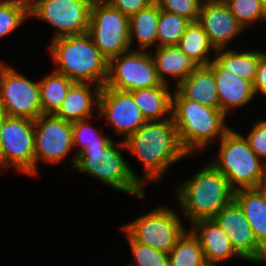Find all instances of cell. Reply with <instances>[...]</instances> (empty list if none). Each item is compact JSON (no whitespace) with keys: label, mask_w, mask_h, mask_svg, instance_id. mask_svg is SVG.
<instances>
[{"label":"cell","mask_w":266,"mask_h":266,"mask_svg":"<svg viewBox=\"0 0 266 266\" xmlns=\"http://www.w3.org/2000/svg\"><path fill=\"white\" fill-rule=\"evenodd\" d=\"M123 142L126 150L135 155L144 167L143 185L145 182H158L171 164L189 155L180 143L172 117L146 121Z\"/></svg>","instance_id":"1"},{"label":"cell","mask_w":266,"mask_h":266,"mask_svg":"<svg viewBox=\"0 0 266 266\" xmlns=\"http://www.w3.org/2000/svg\"><path fill=\"white\" fill-rule=\"evenodd\" d=\"M171 117L180 143L189 155L220 140L231 129L220 109L184 98L176 89L172 93Z\"/></svg>","instance_id":"2"},{"label":"cell","mask_w":266,"mask_h":266,"mask_svg":"<svg viewBox=\"0 0 266 266\" xmlns=\"http://www.w3.org/2000/svg\"><path fill=\"white\" fill-rule=\"evenodd\" d=\"M50 54L58 67L55 72L74 82H90L103 87L108 77V60L88 33L52 40ZM95 81V82H94Z\"/></svg>","instance_id":"3"},{"label":"cell","mask_w":266,"mask_h":266,"mask_svg":"<svg viewBox=\"0 0 266 266\" xmlns=\"http://www.w3.org/2000/svg\"><path fill=\"white\" fill-rule=\"evenodd\" d=\"M179 207L190 222L212 219L234 199V190L226 176L211 163L179 185L176 192Z\"/></svg>","instance_id":"4"},{"label":"cell","mask_w":266,"mask_h":266,"mask_svg":"<svg viewBox=\"0 0 266 266\" xmlns=\"http://www.w3.org/2000/svg\"><path fill=\"white\" fill-rule=\"evenodd\" d=\"M117 145L114 141L111 145L86 146L77 155L74 169L90 174L116 191L143 199L145 185L119 151L126 149L123 140Z\"/></svg>","instance_id":"5"},{"label":"cell","mask_w":266,"mask_h":266,"mask_svg":"<svg viewBox=\"0 0 266 266\" xmlns=\"http://www.w3.org/2000/svg\"><path fill=\"white\" fill-rule=\"evenodd\" d=\"M218 158L210 163L222 172L231 188L262 187L266 179V164L250 148L247 139L232 128L220 139Z\"/></svg>","instance_id":"6"},{"label":"cell","mask_w":266,"mask_h":266,"mask_svg":"<svg viewBox=\"0 0 266 266\" xmlns=\"http://www.w3.org/2000/svg\"><path fill=\"white\" fill-rule=\"evenodd\" d=\"M87 33L108 61L132 49L129 43V17L104 0L93 1Z\"/></svg>","instance_id":"7"},{"label":"cell","mask_w":266,"mask_h":266,"mask_svg":"<svg viewBox=\"0 0 266 266\" xmlns=\"http://www.w3.org/2000/svg\"><path fill=\"white\" fill-rule=\"evenodd\" d=\"M176 212L169 207H159L121 228L136 242L169 253L186 231Z\"/></svg>","instance_id":"8"},{"label":"cell","mask_w":266,"mask_h":266,"mask_svg":"<svg viewBox=\"0 0 266 266\" xmlns=\"http://www.w3.org/2000/svg\"><path fill=\"white\" fill-rule=\"evenodd\" d=\"M161 84L150 51L133 49L108 61L107 87L130 92Z\"/></svg>","instance_id":"9"},{"label":"cell","mask_w":266,"mask_h":266,"mask_svg":"<svg viewBox=\"0 0 266 266\" xmlns=\"http://www.w3.org/2000/svg\"><path fill=\"white\" fill-rule=\"evenodd\" d=\"M12 166L35 175L33 120L9 116L5 119L1 132L0 167Z\"/></svg>","instance_id":"10"},{"label":"cell","mask_w":266,"mask_h":266,"mask_svg":"<svg viewBox=\"0 0 266 266\" xmlns=\"http://www.w3.org/2000/svg\"><path fill=\"white\" fill-rule=\"evenodd\" d=\"M0 107L9 117L35 121L43 114L38 82L0 62Z\"/></svg>","instance_id":"11"},{"label":"cell","mask_w":266,"mask_h":266,"mask_svg":"<svg viewBox=\"0 0 266 266\" xmlns=\"http://www.w3.org/2000/svg\"><path fill=\"white\" fill-rule=\"evenodd\" d=\"M94 0H37L31 16L56 28L53 40L88 32Z\"/></svg>","instance_id":"12"},{"label":"cell","mask_w":266,"mask_h":266,"mask_svg":"<svg viewBox=\"0 0 266 266\" xmlns=\"http://www.w3.org/2000/svg\"><path fill=\"white\" fill-rule=\"evenodd\" d=\"M73 148L72 123L55 114H42L34 121L35 174L37 162L56 164Z\"/></svg>","instance_id":"13"},{"label":"cell","mask_w":266,"mask_h":266,"mask_svg":"<svg viewBox=\"0 0 266 266\" xmlns=\"http://www.w3.org/2000/svg\"><path fill=\"white\" fill-rule=\"evenodd\" d=\"M228 235L236 253L250 262L266 261V249L256 240L239 204L233 199L212 218Z\"/></svg>","instance_id":"14"},{"label":"cell","mask_w":266,"mask_h":266,"mask_svg":"<svg viewBox=\"0 0 266 266\" xmlns=\"http://www.w3.org/2000/svg\"><path fill=\"white\" fill-rule=\"evenodd\" d=\"M98 113L106 117L115 132L123 135V140L146 122L130 92L105 85L100 90Z\"/></svg>","instance_id":"15"},{"label":"cell","mask_w":266,"mask_h":266,"mask_svg":"<svg viewBox=\"0 0 266 266\" xmlns=\"http://www.w3.org/2000/svg\"><path fill=\"white\" fill-rule=\"evenodd\" d=\"M198 22L215 50L227 49L230 41L245 29L224 0H203Z\"/></svg>","instance_id":"16"},{"label":"cell","mask_w":266,"mask_h":266,"mask_svg":"<svg viewBox=\"0 0 266 266\" xmlns=\"http://www.w3.org/2000/svg\"><path fill=\"white\" fill-rule=\"evenodd\" d=\"M215 77L220 110L227 116L232 108L248 104L255 96L253 83L223 69L213 58L208 65Z\"/></svg>","instance_id":"17"},{"label":"cell","mask_w":266,"mask_h":266,"mask_svg":"<svg viewBox=\"0 0 266 266\" xmlns=\"http://www.w3.org/2000/svg\"><path fill=\"white\" fill-rule=\"evenodd\" d=\"M100 90L93 82H74L55 115L71 123L91 119L94 107L98 112Z\"/></svg>","instance_id":"18"},{"label":"cell","mask_w":266,"mask_h":266,"mask_svg":"<svg viewBox=\"0 0 266 266\" xmlns=\"http://www.w3.org/2000/svg\"><path fill=\"white\" fill-rule=\"evenodd\" d=\"M192 224L191 231L198 238L206 261L218 264L231 257L241 258L233 249L228 235L213 219H202Z\"/></svg>","instance_id":"19"},{"label":"cell","mask_w":266,"mask_h":266,"mask_svg":"<svg viewBox=\"0 0 266 266\" xmlns=\"http://www.w3.org/2000/svg\"><path fill=\"white\" fill-rule=\"evenodd\" d=\"M160 81L168 85L165 74L176 79L177 85L183 82L199 65L189 58L177 45L157 47L151 53Z\"/></svg>","instance_id":"20"},{"label":"cell","mask_w":266,"mask_h":266,"mask_svg":"<svg viewBox=\"0 0 266 266\" xmlns=\"http://www.w3.org/2000/svg\"><path fill=\"white\" fill-rule=\"evenodd\" d=\"M176 90L189 100L220 109L218 92L213 70L207 66H198Z\"/></svg>","instance_id":"21"},{"label":"cell","mask_w":266,"mask_h":266,"mask_svg":"<svg viewBox=\"0 0 266 266\" xmlns=\"http://www.w3.org/2000/svg\"><path fill=\"white\" fill-rule=\"evenodd\" d=\"M256 240L266 249V190L263 187L234 191Z\"/></svg>","instance_id":"22"},{"label":"cell","mask_w":266,"mask_h":266,"mask_svg":"<svg viewBox=\"0 0 266 266\" xmlns=\"http://www.w3.org/2000/svg\"><path fill=\"white\" fill-rule=\"evenodd\" d=\"M130 93L146 121L164 120V116L165 119L171 118L172 93L167 84L132 90Z\"/></svg>","instance_id":"23"},{"label":"cell","mask_w":266,"mask_h":266,"mask_svg":"<svg viewBox=\"0 0 266 266\" xmlns=\"http://www.w3.org/2000/svg\"><path fill=\"white\" fill-rule=\"evenodd\" d=\"M160 8L154 1L146 8L129 17V43L136 37L139 50H146L157 43V24ZM134 36V37H133Z\"/></svg>","instance_id":"24"},{"label":"cell","mask_w":266,"mask_h":266,"mask_svg":"<svg viewBox=\"0 0 266 266\" xmlns=\"http://www.w3.org/2000/svg\"><path fill=\"white\" fill-rule=\"evenodd\" d=\"M217 52V53H216ZM214 60L227 72L253 83L260 57L265 52L245 51L237 53L229 48L215 51Z\"/></svg>","instance_id":"25"},{"label":"cell","mask_w":266,"mask_h":266,"mask_svg":"<svg viewBox=\"0 0 266 266\" xmlns=\"http://www.w3.org/2000/svg\"><path fill=\"white\" fill-rule=\"evenodd\" d=\"M177 46L199 66L209 65L213 60L209 58L208 54L211 50L216 51L198 21H191L187 25Z\"/></svg>","instance_id":"26"},{"label":"cell","mask_w":266,"mask_h":266,"mask_svg":"<svg viewBox=\"0 0 266 266\" xmlns=\"http://www.w3.org/2000/svg\"><path fill=\"white\" fill-rule=\"evenodd\" d=\"M73 83V80L54 70L48 76L46 75L45 78L39 80L38 85L42 113L55 114Z\"/></svg>","instance_id":"27"},{"label":"cell","mask_w":266,"mask_h":266,"mask_svg":"<svg viewBox=\"0 0 266 266\" xmlns=\"http://www.w3.org/2000/svg\"><path fill=\"white\" fill-rule=\"evenodd\" d=\"M169 266H200L206 260L198 238L185 231L168 253Z\"/></svg>","instance_id":"28"},{"label":"cell","mask_w":266,"mask_h":266,"mask_svg":"<svg viewBox=\"0 0 266 266\" xmlns=\"http://www.w3.org/2000/svg\"><path fill=\"white\" fill-rule=\"evenodd\" d=\"M189 23L187 18L160 10L156 47L177 45Z\"/></svg>","instance_id":"29"},{"label":"cell","mask_w":266,"mask_h":266,"mask_svg":"<svg viewBox=\"0 0 266 266\" xmlns=\"http://www.w3.org/2000/svg\"><path fill=\"white\" fill-rule=\"evenodd\" d=\"M103 131L93 127L88 119L75 121L72 123L73 147L81 146L74 154L71 162V168L74 170L77 155L86 147L94 145H111L112 138L104 136Z\"/></svg>","instance_id":"30"},{"label":"cell","mask_w":266,"mask_h":266,"mask_svg":"<svg viewBox=\"0 0 266 266\" xmlns=\"http://www.w3.org/2000/svg\"><path fill=\"white\" fill-rule=\"evenodd\" d=\"M236 19L247 29L249 24L266 20L261 0H224Z\"/></svg>","instance_id":"31"},{"label":"cell","mask_w":266,"mask_h":266,"mask_svg":"<svg viewBox=\"0 0 266 266\" xmlns=\"http://www.w3.org/2000/svg\"><path fill=\"white\" fill-rule=\"evenodd\" d=\"M132 255L136 266H169V255L163 251L152 248L140 242H136L127 232Z\"/></svg>","instance_id":"32"},{"label":"cell","mask_w":266,"mask_h":266,"mask_svg":"<svg viewBox=\"0 0 266 266\" xmlns=\"http://www.w3.org/2000/svg\"><path fill=\"white\" fill-rule=\"evenodd\" d=\"M160 10L198 21L203 0H155Z\"/></svg>","instance_id":"33"},{"label":"cell","mask_w":266,"mask_h":266,"mask_svg":"<svg viewBox=\"0 0 266 266\" xmlns=\"http://www.w3.org/2000/svg\"><path fill=\"white\" fill-rule=\"evenodd\" d=\"M29 16L22 10L0 5V38L16 30Z\"/></svg>","instance_id":"34"},{"label":"cell","mask_w":266,"mask_h":266,"mask_svg":"<svg viewBox=\"0 0 266 266\" xmlns=\"http://www.w3.org/2000/svg\"><path fill=\"white\" fill-rule=\"evenodd\" d=\"M250 148L266 164V120H259L245 136Z\"/></svg>","instance_id":"35"},{"label":"cell","mask_w":266,"mask_h":266,"mask_svg":"<svg viewBox=\"0 0 266 266\" xmlns=\"http://www.w3.org/2000/svg\"><path fill=\"white\" fill-rule=\"evenodd\" d=\"M122 14L130 17L152 4L155 0H104Z\"/></svg>","instance_id":"36"},{"label":"cell","mask_w":266,"mask_h":266,"mask_svg":"<svg viewBox=\"0 0 266 266\" xmlns=\"http://www.w3.org/2000/svg\"><path fill=\"white\" fill-rule=\"evenodd\" d=\"M253 89L255 94L260 92L266 95V52L260 57L256 76L253 81Z\"/></svg>","instance_id":"37"},{"label":"cell","mask_w":266,"mask_h":266,"mask_svg":"<svg viewBox=\"0 0 266 266\" xmlns=\"http://www.w3.org/2000/svg\"><path fill=\"white\" fill-rule=\"evenodd\" d=\"M37 0H0V5L11 6L25 12L29 17L33 13Z\"/></svg>","instance_id":"38"},{"label":"cell","mask_w":266,"mask_h":266,"mask_svg":"<svg viewBox=\"0 0 266 266\" xmlns=\"http://www.w3.org/2000/svg\"><path fill=\"white\" fill-rule=\"evenodd\" d=\"M7 113L0 107V144H1V132H2V127L5 122V119L7 118Z\"/></svg>","instance_id":"39"},{"label":"cell","mask_w":266,"mask_h":266,"mask_svg":"<svg viewBox=\"0 0 266 266\" xmlns=\"http://www.w3.org/2000/svg\"><path fill=\"white\" fill-rule=\"evenodd\" d=\"M200 266H216V264H213L209 261H205L203 264H201Z\"/></svg>","instance_id":"40"},{"label":"cell","mask_w":266,"mask_h":266,"mask_svg":"<svg viewBox=\"0 0 266 266\" xmlns=\"http://www.w3.org/2000/svg\"><path fill=\"white\" fill-rule=\"evenodd\" d=\"M261 3H262L263 10L266 14V0H261Z\"/></svg>","instance_id":"41"},{"label":"cell","mask_w":266,"mask_h":266,"mask_svg":"<svg viewBox=\"0 0 266 266\" xmlns=\"http://www.w3.org/2000/svg\"><path fill=\"white\" fill-rule=\"evenodd\" d=\"M262 187L266 190V179H265L264 184H263Z\"/></svg>","instance_id":"42"}]
</instances>
